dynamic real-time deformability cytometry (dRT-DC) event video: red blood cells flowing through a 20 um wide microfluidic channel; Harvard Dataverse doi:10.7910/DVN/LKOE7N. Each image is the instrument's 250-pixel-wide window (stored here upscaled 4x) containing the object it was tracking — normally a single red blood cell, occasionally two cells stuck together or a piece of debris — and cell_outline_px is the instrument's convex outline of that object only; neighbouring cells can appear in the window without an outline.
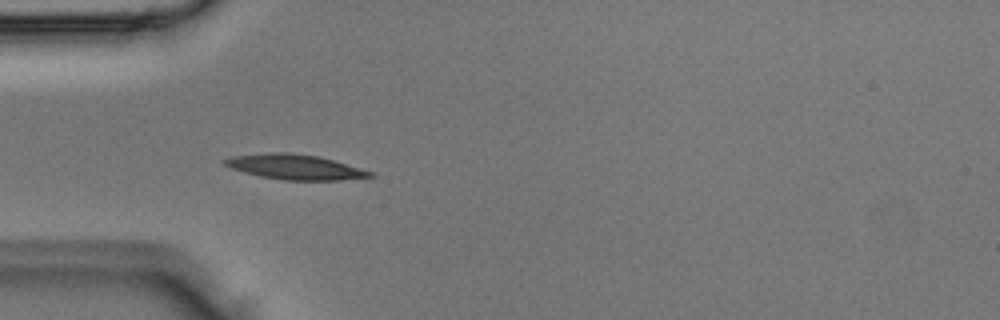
{"species": "Egyptian fruit bat (a non-hibernating species)", "species_latin": "Rousettus aegyptiacus", "temperature_condition": "room temperature", "stored_images_in_passage": 4, "camera_frame_rate_fps": 3000, "um_per_image_px": 0.085, "animal": {"sex": "male"}, "frame": {"image": 1, "passage_image": 3, "time_ms": 0.667, "image_size_px": [1000, 320], "cell_outline_px": [[376, 176], [340, 180], [284, 180], [260, 176], [244, 172], [232, 168], [224, 164], [220, 160], [232, 156], [268, 152], [288, 152], [320, 156], [376, 172]], "centroid_in_image_um": [25.11, 14.18], "position_along_channel_um": 59.9, "area_um2": 21.44}}
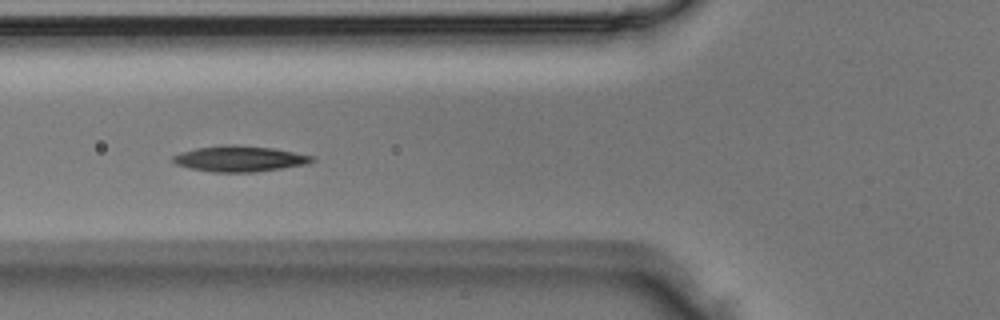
{"frame": {"image": 2, "passage_image": 4, "time_ms": 1.0, "image_size_px": [1000, 320], "cell_outline_px": [[316, 160], [308, 164], [256, 172], [212, 172], [192, 168], [176, 164], [172, 160], [172, 156], [196, 148], [224, 144], [232, 144], [272, 148], [312, 156]], "centroid_in_image_um": [20.38, 13.49], "position_along_channel_um": 105.4, "area_um2": 20.69}}